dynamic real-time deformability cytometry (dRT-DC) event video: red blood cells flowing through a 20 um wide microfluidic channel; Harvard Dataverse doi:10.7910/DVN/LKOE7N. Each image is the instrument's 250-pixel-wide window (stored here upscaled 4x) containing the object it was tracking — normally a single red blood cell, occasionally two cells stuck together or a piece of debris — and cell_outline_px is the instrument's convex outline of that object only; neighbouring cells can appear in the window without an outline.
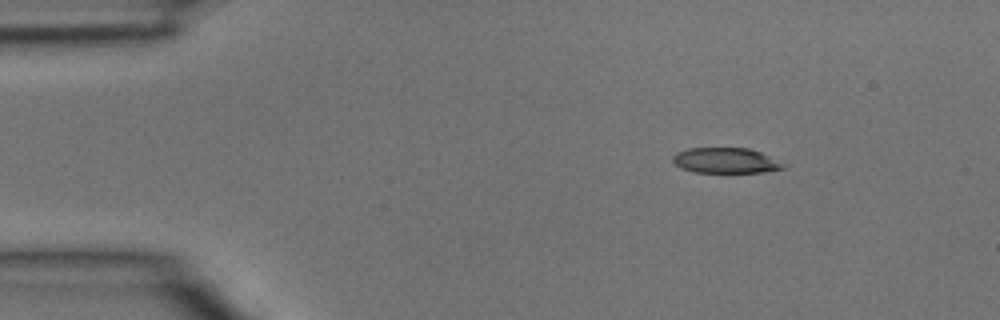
{"species": "common noctule bat (a hibernating species)", "species_latin": "Nyctalus noctula", "temperature_condition": "room temperature", "stored_images_in_passage": 4, "camera_frame_rate_fps": 3000, "um_per_image_px": 0.085, "animal": {"sex": "male", "body_mass_g": 15.6}, "frame": {"image": 1, "passage_image": 1, "time_ms": 0.0, "image_size_px": [1000, 320], "cell_outline_px": [[788, 168], [764, 172], [692, 172], [680, 168], [672, 160], [672, 156], [676, 152], [688, 148], [748, 148], [760, 152], [788, 164]], "centroid_in_image_um": [61.72, 13.65], "position_along_channel_um": 23.3, "area_um2": 16.59}}
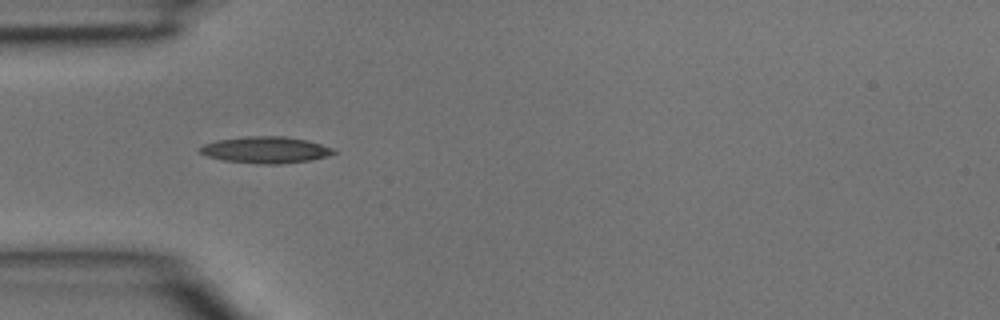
{"frame": {"image": 2, "passage_image": 3, "time_ms": 0.667, "image_size_px": [1000, 320], "cell_outline_px": [[336, 152], [328, 156], [312, 160], [280, 164], [256, 164], [224, 160], [208, 156], [200, 152], [200, 148], [204, 144], [216, 140], [244, 136], [284, 136], [304, 140], [336, 148]], "centroid_in_image_um": [22.6, 12.74], "position_along_channel_um": 62.4, "area_um2": 20.69}}